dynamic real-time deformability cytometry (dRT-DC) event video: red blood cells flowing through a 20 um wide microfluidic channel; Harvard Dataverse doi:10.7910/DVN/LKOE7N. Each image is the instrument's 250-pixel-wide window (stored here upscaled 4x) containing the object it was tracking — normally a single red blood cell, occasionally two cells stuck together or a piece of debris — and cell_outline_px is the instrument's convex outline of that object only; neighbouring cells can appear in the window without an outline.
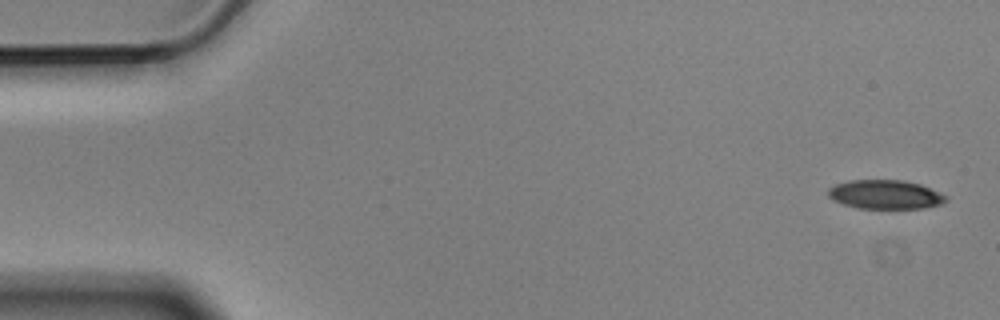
{"species": "Egyptian fruit bat (a non-hibernating species)", "species_latin": "Rousettus aegyptiacus", "temperature_condition": "cold", "stored_images_in_passage": 5, "camera_frame_rate_fps": 3000, "um_per_image_px": 0.085, "animal": {"sex": "male"}, "frame": {"image": 1, "passage_image": 1, "time_ms": 0.0, "image_size_px": [1000, 320], "cell_outline_px": [[948, 200], [944, 204], [924, 208], [856, 208], [832, 200], [828, 196], [828, 188], [836, 184], [848, 180], [904, 180], [920, 184], [940, 192], [948, 196]], "centroid_in_image_um": [75.28, 16.53], "position_along_channel_um": 9.7, "area_um2": 20.11}}
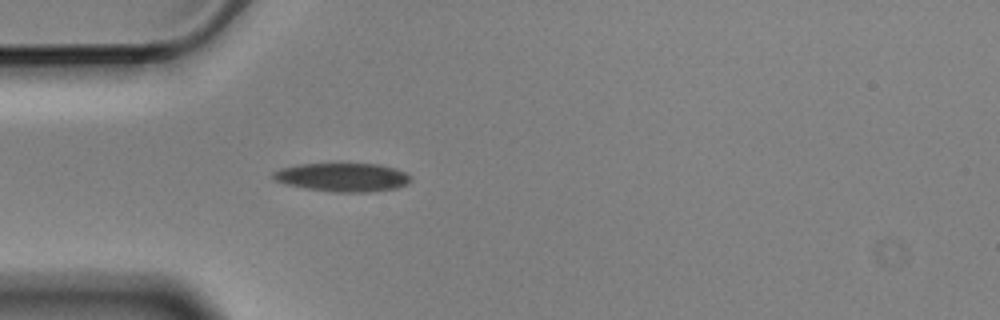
{"frame": {"image": 2, "passage_image": 5, "time_ms": 1.333, "image_size_px": [1000, 320], "cell_outline_px": [[412, 180], [408, 184], [396, 188], [368, 192], [340, 192], [308, 188], [288, 184], [276, 180], [272, 176], [272, 172], [280, 168], [300, 164], [380, 164], [404, 172], [412, 176]], "centroid_in_image_um": [29.16, 15.06], "position_along_channel_um": 55.8, "area_um2": 22.6}}